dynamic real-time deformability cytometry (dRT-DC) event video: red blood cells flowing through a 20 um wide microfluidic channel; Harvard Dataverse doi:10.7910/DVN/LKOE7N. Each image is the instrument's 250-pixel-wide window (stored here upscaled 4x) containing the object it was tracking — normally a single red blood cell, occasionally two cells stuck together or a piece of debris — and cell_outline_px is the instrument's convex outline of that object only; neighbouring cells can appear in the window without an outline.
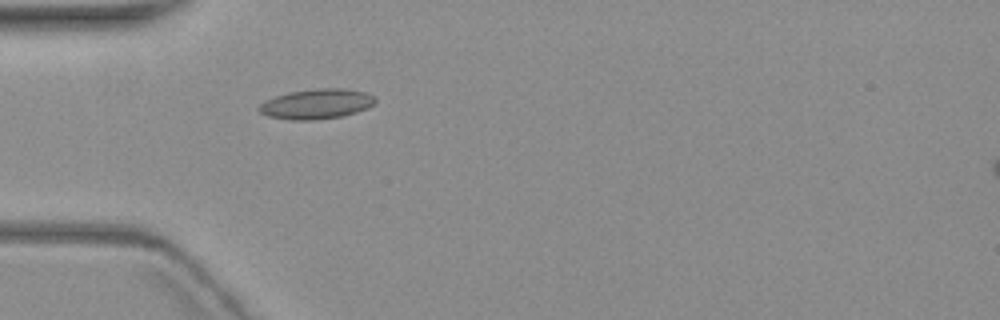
{"species": "common noctule bat (a hibernating species)", "species_latin": "Nyctalus noctula", "temperature_condition": "warm", "stored_images_in_passage": 5, "camera_frame_rate_fps": 3000, "um_per_image_px": 0.085, "animal": {"sex": "female", "body_mass_g": 19.3, "forearm_length_mm": 54.1}, "frame": {"image": 1, "passage_image": 5, "time_ms": 5.667, "image_size_px": [1000, 320], "cell_outline_px": [[376, 104], [368, 108], [356, 112], [340, 116], [316, 120], [292, 120], [268, 116], [260, 112], [256, 108], [264, 100], [288, 92], [316, 88], [348, 88], [364, 92], [376, 96]], "centroid_in_image_um": [26.92, 8.82], "position_along_channel_um": 58.1, "area_um2": 20.58}}